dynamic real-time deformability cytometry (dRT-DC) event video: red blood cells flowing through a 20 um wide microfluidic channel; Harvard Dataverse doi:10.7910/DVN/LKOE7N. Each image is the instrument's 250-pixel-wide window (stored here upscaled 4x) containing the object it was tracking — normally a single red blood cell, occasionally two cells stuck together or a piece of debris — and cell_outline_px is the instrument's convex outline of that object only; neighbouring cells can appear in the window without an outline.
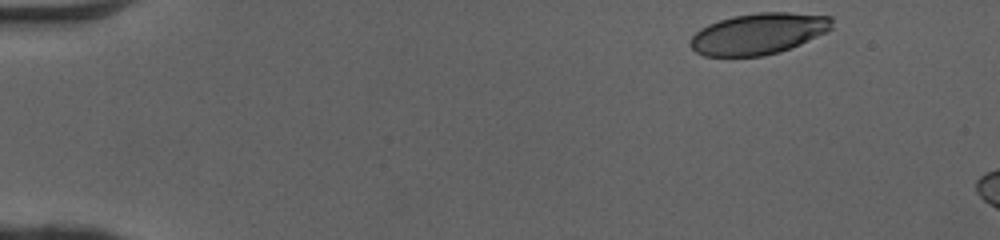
{"species": "human", "species_latin": "Homo sapiens", "temperature_condition": "cold", "stored_images_in_passage": 7, "camera_frame_rate_fps": 3000, "um_per_image_px": 0.085, "donor": {"sex": "female"}, "frame": {"image": 1, "passage_image": 1, "time_ms": 0.0, "image_size_px": [1000, 240], "cell_outline_px": [[832, 28], [800, 44], [780, 52], [764, 56], [704, 56], [696, 52], [688, 44], [692, 36], [700, 28], [708, 24], [732, 16], [756, 12], [788, 12], [832, 16]], "centroid_in_image_um": [64.44, 2.86], "position_along_channel_um": 20.6, "area_um2": 34.04}}